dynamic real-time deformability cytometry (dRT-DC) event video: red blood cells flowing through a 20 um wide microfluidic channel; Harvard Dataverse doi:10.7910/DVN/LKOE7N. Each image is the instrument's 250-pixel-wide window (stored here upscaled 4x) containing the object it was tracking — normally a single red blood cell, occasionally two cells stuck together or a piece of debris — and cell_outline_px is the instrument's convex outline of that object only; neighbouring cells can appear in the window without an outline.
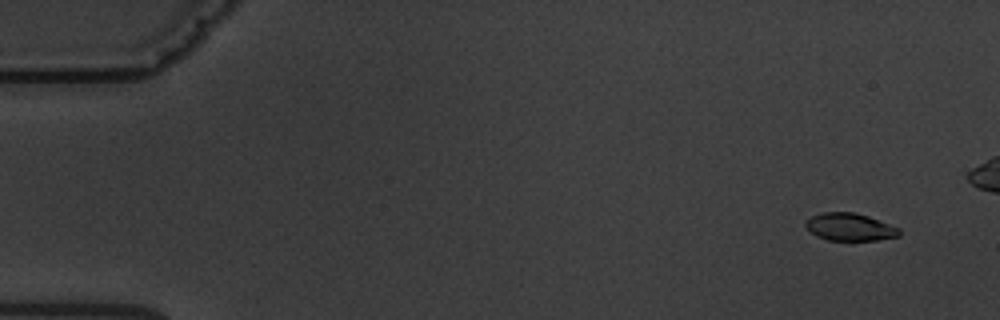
{"species": "common noctule bat (a hibernating species)", "species_latin": "Nyctalus noctula", "temperature_condition": "warm", "stored_images_in_passage": 5, "segment_of_instrument_passage": [1, 2], "camera_frame_rate_fps": 3000, "um_per_image_px": 0.085, "animal": {"sex": "male", "body_mass_g": 19.5, "forearm_length_mm": 54.6}, "frame": {"image": 1, "passage_image": 1, "time_ms": 0.0, "image_size_px": [1000, 320], "cell_outline_px": [[900, 236], [876, 240], [828, 240], [816, 236], [804, 224], [804, 220], [812, 216], [824, 212], [852, 212], [868, 216], [900, 228]], "centroid_in_image_um": [72.23, 19.29], "position_along_channel_um": 12.8, "area_um2": 14.97}}